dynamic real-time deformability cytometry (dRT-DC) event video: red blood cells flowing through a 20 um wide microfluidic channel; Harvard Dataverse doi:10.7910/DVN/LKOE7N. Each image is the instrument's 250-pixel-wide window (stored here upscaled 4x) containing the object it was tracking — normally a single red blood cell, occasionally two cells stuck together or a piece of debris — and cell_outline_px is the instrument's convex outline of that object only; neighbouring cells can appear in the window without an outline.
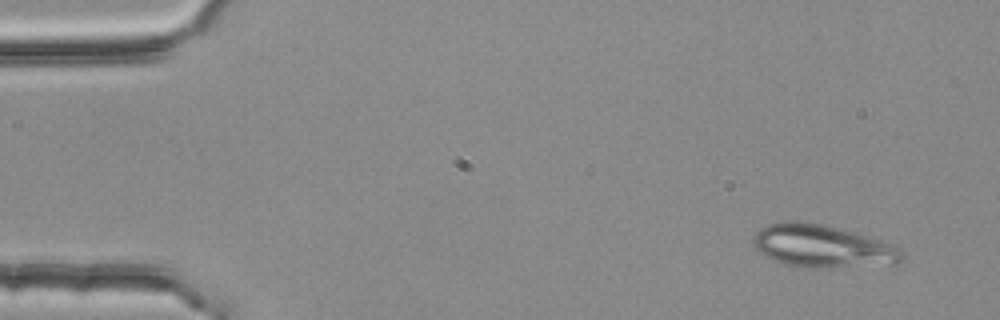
{"species": "common noctule bat (a hibernating species)", "species_latin": "Nyctalus noctula", "temperature_condition": "room temperature", "stored_images_in_passage": 4, "camera_frame_rate_fps": 3000, "um_per_image_px": 0.085, "animal": {"sex": "female", "body_mass_g": 25.1}, "frame": {"image": 1, "passage_image": 1, "time_ms": 0.0, "image_size_px": [1000, 320], "cell_outline_px": [[904, 260], [896, 264], [788, 264], [772, 260], [760, 252], [752, 244], [752, 240], [756, 232], [760, 228], [768, 224], [784, 220], [796, 220], [820, 224], [868, 236], [892, 244], [900, 248], [904, 252]], "centroid_in_image_um": [69.87, 20.85], "position_along_channel_um": 15.1, "area_um2": 35.37}}